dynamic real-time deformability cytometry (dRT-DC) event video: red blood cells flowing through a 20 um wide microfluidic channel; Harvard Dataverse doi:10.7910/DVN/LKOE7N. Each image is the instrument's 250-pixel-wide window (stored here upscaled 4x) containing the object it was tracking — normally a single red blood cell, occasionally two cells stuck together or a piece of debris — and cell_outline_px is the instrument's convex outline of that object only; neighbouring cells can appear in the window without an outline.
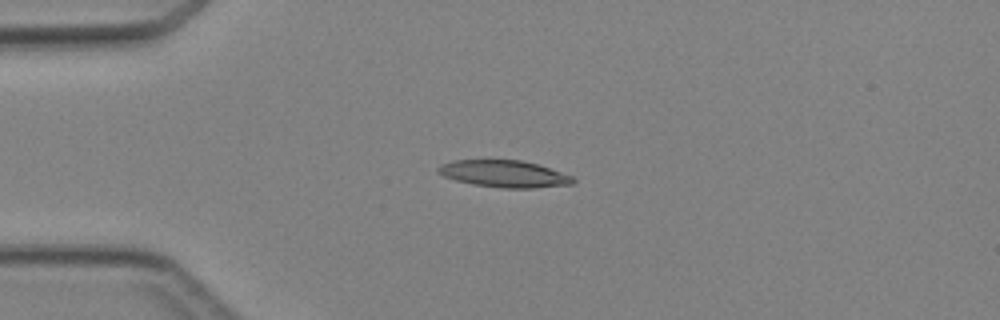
{"species": "Egyptian fruit bat (a non-hibernating species)", "species_latin": "Rousettus aegyptiacus", "temperature_condition": "cold", "stored_images_in_passage": 4, "camera_frame_rate_fps": 3000, "um_per_image_px": 0.085, "animal": {"sex": "female"}, "frame": {"image": 1, "passage_image": 3, "time_ms": 2.333, "image_size_px": [1000, 320], "cell_outline_px": [[576, 180], [572, 184], [532, 188], [500, 188], [472, 184], [456, 180], [444, 176], [436, 172], [436, 168], [440, 164], [452, 160], [520, 160], [536, 164], [572, 176]], "centroid_in_image_um": [42.8, 14.77], "position_along_channel_um": 42.2, "area_um2": 21.1}}